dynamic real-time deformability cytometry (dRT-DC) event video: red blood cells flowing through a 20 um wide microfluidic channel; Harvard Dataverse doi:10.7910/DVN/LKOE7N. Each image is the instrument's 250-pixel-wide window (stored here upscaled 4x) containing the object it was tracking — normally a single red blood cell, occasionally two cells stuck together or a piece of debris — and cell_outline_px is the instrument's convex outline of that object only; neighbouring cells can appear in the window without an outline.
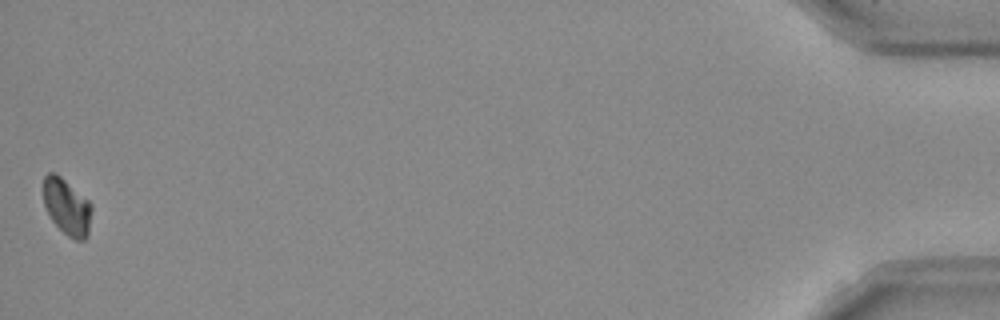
{"species": "Egyptian fruit bat (a non-hibernating species)", "species_latin": "Rousettus aegyptiacus", "temperature_condition": "room temperature", "stored_images_in_passage": 41, "camera_frame_rate_fps": 3000, "um_per_image_px": 0.085, "frame": {"image": 1, "passage_image": 41, "time_ms": 13.333, "image_size_px": [1000, 320], "cell_outline_px": [[92, 212], [88, 236], [84, 240], [76, 240], [68, 236], [52, 220], [44, 204], [44, 176], [48, 172], [56, 172], [88, 200], [92, 204]], "centroid_in_image_um": [5.71, 17.57], "position_along_channel_um": 429.5, "area_um2": 15.78}, "authors_computed_cell_mechanics": {"area_um2": 16.8776, "velocity_mm_per_s": 3.9445, "shape_relaxation_time_tau1_ms": 3.5409, "shape_relaxation_time_tau2_ms": null, "deformation_change_tau1": 0.1348, "deformation_change_tau2": null}}